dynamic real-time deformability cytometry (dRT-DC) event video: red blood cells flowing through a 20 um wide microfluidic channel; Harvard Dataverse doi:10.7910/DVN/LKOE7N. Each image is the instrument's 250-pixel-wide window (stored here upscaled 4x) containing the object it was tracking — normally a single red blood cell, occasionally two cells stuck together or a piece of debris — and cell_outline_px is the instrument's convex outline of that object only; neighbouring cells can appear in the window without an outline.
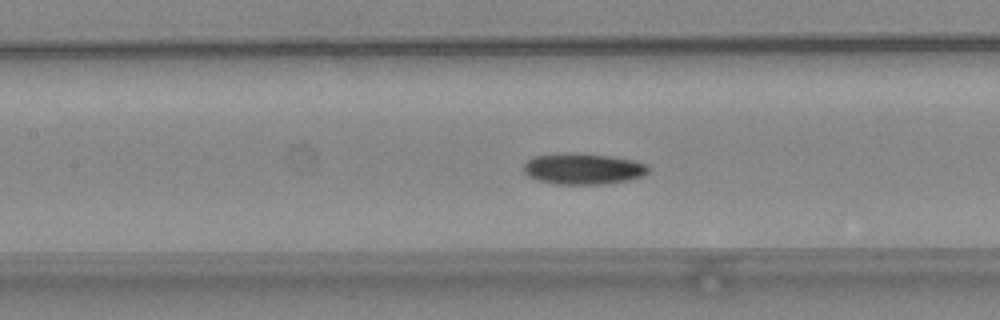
{"species": "common noctule bat (a hibernating species)", "species_latin": "Nyctalus noctula", "temperature_condition": "warm", "stored_images_in_passage": 50, "camera_frame_rate_fps": 3000, "um_per_image_px": 0.085, "animal": {"sex": "female", "body_mass_g": 24.6, "forearm_length_mm": 56.2}, "frame": {"image": 1, "passage_image": 24, "time_ms": 7.667, "image_size_px": [1000, 320], "cell_outline_px": [[648, 172], [644, 176], [628, 180], [604, 184], [556, 184], [536, 180], [528, 176], [520, 168], [532, 156], [572, 152], [608, 156], [632, 160], [648, 164]], "centroid_in_image_um": [49.52, 14.35], "position_along_channel_um": 157.9, "area_um2": 22.77}}
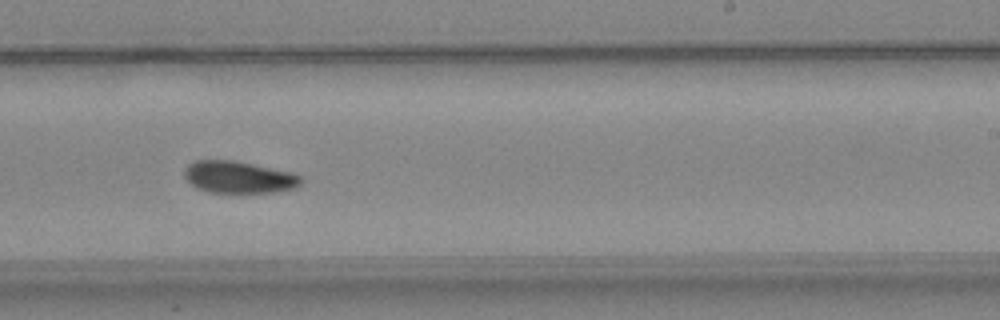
{"frame": {"image": 2, "passage_image": 32, "time_ms": 10.333, "image_size_px": [1000, 320], "cell_outline_px": [[300, 184], [296, 188], [272, 192], [208, 192], [196, 188], [184, 176], [184, 168], [192, 160], [232, 160], [292, 172], [300, 176]], "centroid_in_image_um": [20.25, 15.05], "position_along_channel_um": 268.8, "area_um2": 21.62}}
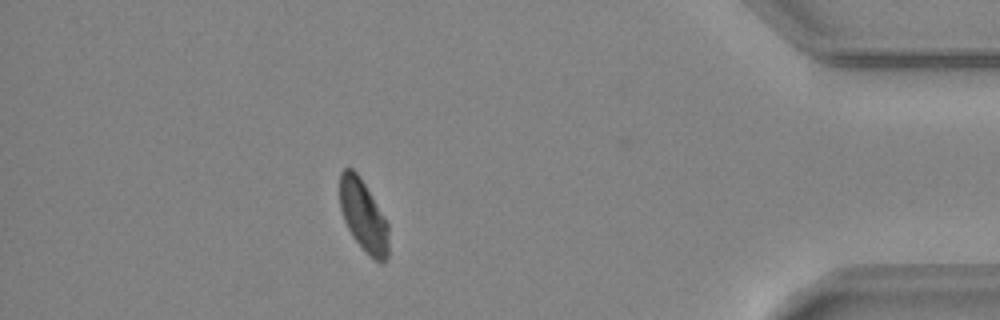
{"frame": {"image": 3, "passage_image": 45, "time_ms": 14.667, "image_size_px": [1000, 320], "cell_outline_px": [[388, 260], [384, 264], [380, 264], [352, 236], [344, 220], [340, 208], [340, 172], [344, 168], [352, 168], [360, 176], [384, 216], [388, 224]], "centroid_in_image_um": [30.89, 18.33], "position_along_channel_um": 404.3, "area_um2": 20.23}, "authors_computed_cell_mechanics": {"area_um2": 21.5305, "velocity_mm_per_s": 4.1676, "shape_relaxation_time_tau1_ms": null, "shape_relaxation_time_tau2_ms": 9.2335, "deformation_change_tau1": null, "deformation_change_tau2": 0.1406}}